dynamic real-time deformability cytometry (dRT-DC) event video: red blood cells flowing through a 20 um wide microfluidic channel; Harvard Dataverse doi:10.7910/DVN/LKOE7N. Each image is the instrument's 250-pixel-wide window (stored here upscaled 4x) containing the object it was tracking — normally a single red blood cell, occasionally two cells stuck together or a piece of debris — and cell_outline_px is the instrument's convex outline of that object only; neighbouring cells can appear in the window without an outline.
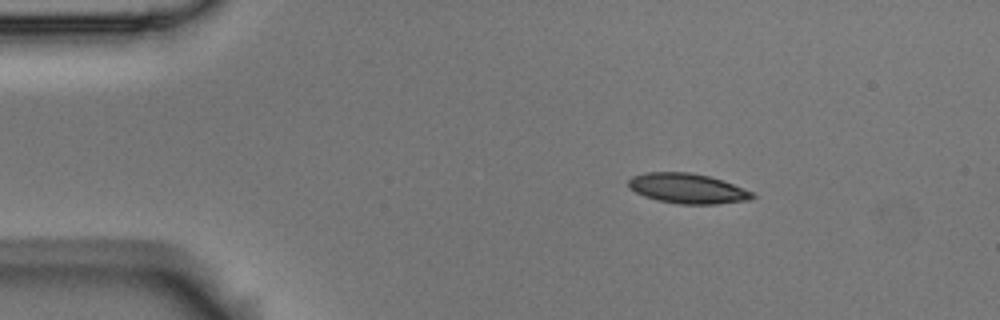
{"species": "Egyptian fruit bat (a non-hibernating species)", "species_latin": "Rousettus aegyptiacus", "temperature_condition": "room temperature", "stored_images_in_passage": 49, "camera_frame_rate_fps": 3000, "um_per_image_px": 0.085, "animal": {"sex": "male"}, "frame": {"image": 1, "passage_image": 1, "time_ms": 0.0, "image_size_px": [1000, 320], "cell_outline_px": [[756, 196], [752, 200], [716, 204], [680, 204], [656, 200], [644, 196], [628, 188], [628, 180], [632, 176], [648, 172], [692, 172], [708, 176], [732, 184], [752, 192]], "centroid_in_image_um": [58.42, 16.02], "position_along_channel_um": 26.6, "area_um2": 21.68}}
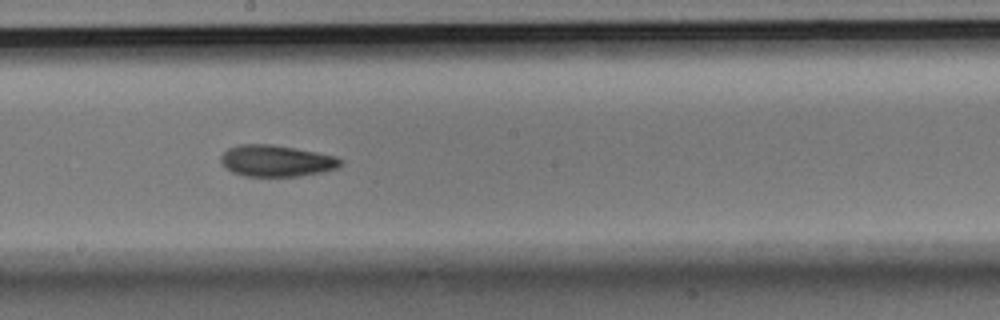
{"frame": {"image": 2, "passage_image": 23, "time_ms": 7.333, "image_size_px": [1000, 320], "cell_outline_px": [[344, 160], [336, 168], [320, 172], [300, 176], [244, 176], [232, 172], [224, 168], [220, 160], [220, 156], [228, 148], [240, 144], [272, 144], [296, 148], [336, 156]], "centroid_in_image_um": [23.45, 13.67], "position_along_channel_um": 224.7, "area_um2": 22.02}}
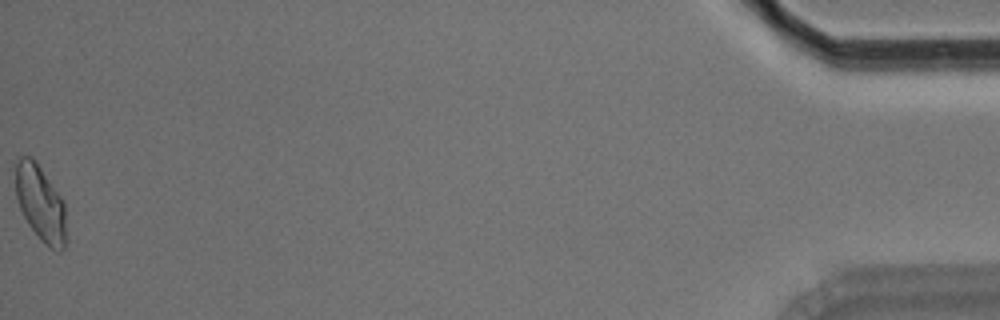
{"frame": {"image": 3, "passage_image": 49, "time_ms": 16.0, "image_size_px": [1000, 320], "cell_outline_px": [[68, 240], [64, 248], [60, 252], [44, 244], [40, 240], [28, 224], [20, 208], [16, 196], [16, 164], [20, 156], [32, 156], [36, 160], [64, 200]], "centroid_in_image_um": [3.49, 17.31], "position_along_channel_um": 431.7, "area_um2": 22.89}, "authors_computed_cell_mechanics": {"area_um2": 21.7328, "velocity_mm_per_s": 3.5328, "shape_relaxation_time_tau1_ms": 5.9418, "shape_relaxation_time_tau2_ms": 4.1869, "deformation_change_tau1": 0.1314, "deformation_change_tau2": 0.0949}}